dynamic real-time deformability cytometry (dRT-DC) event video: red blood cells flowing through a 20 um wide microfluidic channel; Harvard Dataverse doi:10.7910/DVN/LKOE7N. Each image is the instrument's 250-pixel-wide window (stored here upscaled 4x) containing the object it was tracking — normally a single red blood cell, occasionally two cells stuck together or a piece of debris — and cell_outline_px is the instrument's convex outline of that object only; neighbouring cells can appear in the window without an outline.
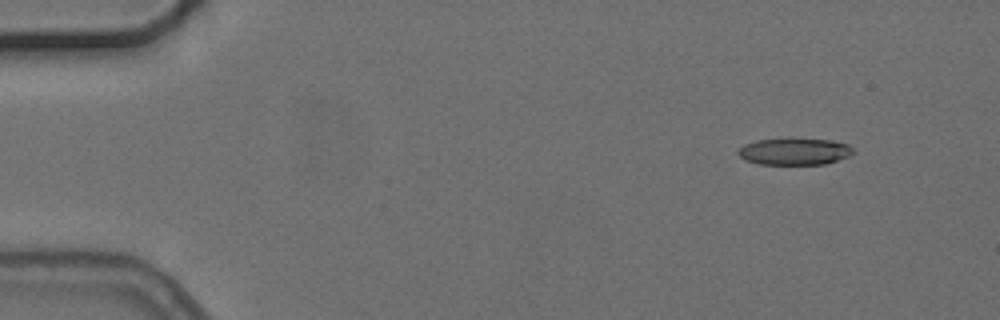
{"species": "common noctule bat (a hibernating species)", "species_latin": "Nyctalus noctula", "temperature_condition": "cold", "stored_images_in_passage": 5, "camera_frame_rate_fps": 3000, "um_per_image_px": 0.085, "animal": {"sex": "female", "body_mass_g": 24.6, "forearm_length_mm": 56.2}, "frame": {"image": 1, "passage_image": 2, "time_ms": 1.0, "image_size_px": [1000, 320], "cell_outline_px": [[856, 152], [848, 156], [824, 164], [760, 164], [744, 160], [736, 152], [744, 144], [756, 140], [788, 136], [828, 140], [848, 144]], "centroid_in_image_um": [67.49, 12.84], "position_along_channel_um": 17.5, "area_um2": 18.5}}
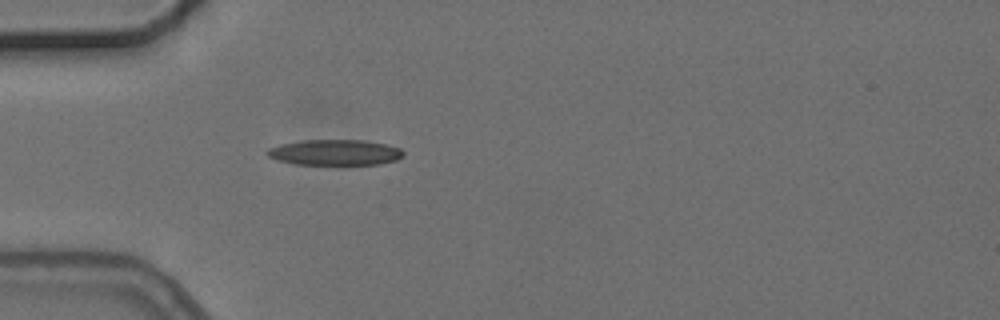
{"frame": {"image": 2, "passage_image": 5, "time_ms": 4.667, "image_size_px": [1000, 320], "cell_outline_px": [[404, 156], [396, 160], [380, 164], [296, 164], [276, 160], [268, 156], [264, 152], [268, 148], [280, 144], [304, 140], [364, 140], [388, 144], [400, 148], [404, 152]], "centroid_in_image_um": [28.47, 12.95], "position_along_channel_um": 56.5, "area_um2": 20.46}}